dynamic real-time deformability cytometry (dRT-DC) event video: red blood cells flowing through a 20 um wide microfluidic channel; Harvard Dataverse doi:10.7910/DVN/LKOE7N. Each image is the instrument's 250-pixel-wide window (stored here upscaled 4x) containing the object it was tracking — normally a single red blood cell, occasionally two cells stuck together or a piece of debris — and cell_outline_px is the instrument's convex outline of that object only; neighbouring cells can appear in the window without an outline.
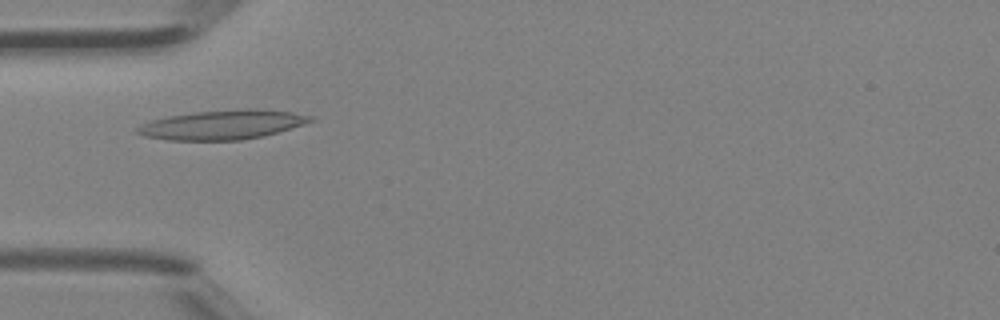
{"species": "Egyptian fruit bat (a non-hibernating species)", "species_latin": "Rousettus aegyptiacus", "temperature_condition": "room temperature", "stored_images_in_passage": 4, "camera_frame_rate_fps": 3000, "um_per_image_px": 0.085, "animal": {"sex": "female"}, "frame": {"image": 1, "passage_image": 4, "time_ms": 1.0, "image_size_px": [1000, 320], "cell_outline_px": [[316, 120], [304, 124], [264, 136], [240, 140], [168, 140], [144, 136], [136, 132], [136, 128], [140, 124], [152, 120], [168, 116], [192, 112], [248, 108], [256, 108], [292, 112], [312, 116]], "centroid_in_image_um": [18.91, 10.59], "position_along_channel_um": 66.1, "area_um2": 29.71}}